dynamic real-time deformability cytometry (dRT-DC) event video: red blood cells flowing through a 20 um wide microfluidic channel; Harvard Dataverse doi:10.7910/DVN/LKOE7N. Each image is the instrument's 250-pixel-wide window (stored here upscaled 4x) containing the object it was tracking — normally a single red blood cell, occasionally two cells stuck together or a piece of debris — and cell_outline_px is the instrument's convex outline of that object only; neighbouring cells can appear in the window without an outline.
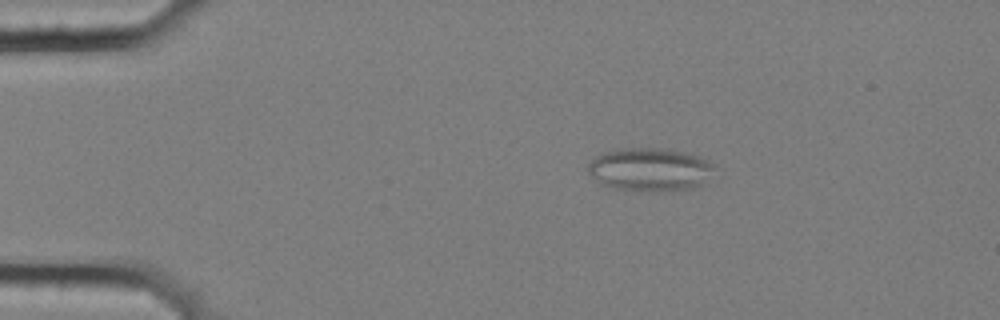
{"species": "common noctule bat (a hibernating species)", "species_latin": "Nyctalus noctula", "temperature_condition": "cold", "stored_images_in_passage": 6, "camera_frame_rate_fps": 3000, "um_per_image_px": 0.085, "animal": {"sex": "female", "body_mass_g": 25.1}, "frame": {"image": 1, "passage_image": 4, "time_ms": 1.0, "image_size_px": [1000, 320], "cell_outline_px": [[712, 168], [700, 184], [692, 188], [612, 188], [600, 184], [588, 172], [588, 164], [596, 156], [604, 152], [624, 148], [664, 148], [684, 152], [700, 156], [708, 160], [712, 164]], "centroid_in_image_um": [55.16, 14.34], "position_along_channel_um": 29.8, "area_um2": 30.35}}
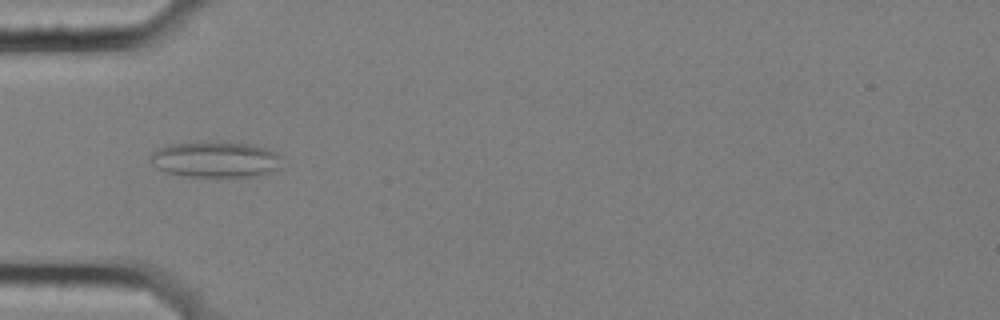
{"frame": {"image": 2, "passage_image": 6, "time_ms": 1.667, "image_size_px": [1000, 320], "cell_outline_px": [[280, 168], [256, 176], [184, 176], [164, 172], [156, 168], [152, 164], [148, 156], [156, 148], [168, 144], [248, 144], [264, 148], [276, 152], [280, 156]], "centroid_in_image_um": [18.25, 13.59], "position_along_channel_um": 66.8, "area_um2": 26.76}}